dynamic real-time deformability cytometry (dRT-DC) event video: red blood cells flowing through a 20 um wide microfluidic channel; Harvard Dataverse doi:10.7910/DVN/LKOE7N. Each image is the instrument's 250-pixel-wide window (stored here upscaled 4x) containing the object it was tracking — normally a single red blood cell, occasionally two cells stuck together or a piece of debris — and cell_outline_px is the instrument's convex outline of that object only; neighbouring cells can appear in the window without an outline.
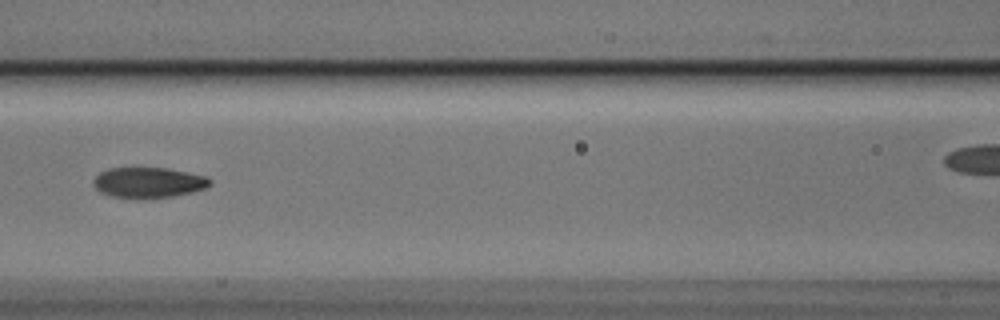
{"species": "Egyptian fruit bat (a non-hibernating species)", "species_latin": "Rousettus aegyptiacus", "temperature_condition": "cold", "stored_images_in_passage": 7, "segment_of_instrument_passage": [1, 2], "camera_frame_rate_fps": 3000, "um_per_image_px": 0.085, "animal": {"sex": "male"}, "frame": {"image": 1, "passage_image": 6, "time_ms": 1.667, "image_size_px": [1000, 320], "cell_outline_px": [[212, 184], [204, 188], [192, 192], [172, 196], [144, 200], [136, 200], [112, 196], [100, 192], [92, 184], [92, 180], [100, 172], [108, 168], [164, 168], [204, 176], [212, 180]], "centroid_in_image_um": [12.56, 15.54], "position_along_channel_um": 154.0, "area_um2": 20.92}}